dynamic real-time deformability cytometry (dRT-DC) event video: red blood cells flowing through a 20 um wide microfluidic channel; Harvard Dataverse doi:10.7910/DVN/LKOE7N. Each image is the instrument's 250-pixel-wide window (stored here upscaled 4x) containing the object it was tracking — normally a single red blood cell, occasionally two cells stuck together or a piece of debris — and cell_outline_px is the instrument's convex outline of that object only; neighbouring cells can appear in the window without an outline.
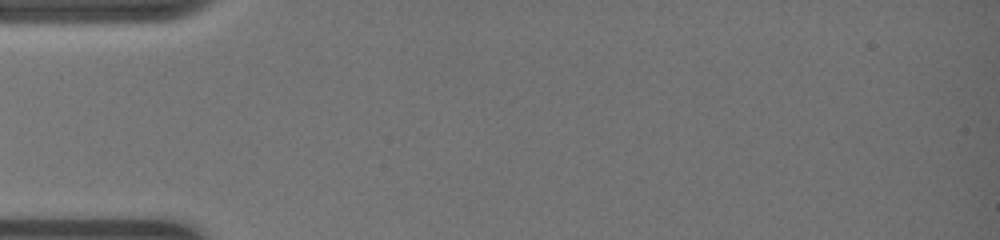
{"species": "common noctule bat (a hibernating species)", "species_latin": "Nyctalus noctula", "temperature_condition": "warm", "stored_images_in_passage": 2, "camera_frame_rate_fps": 3000, "um_per_image_px": 0.085, "animal": {"sex": "female", "body_mass_g": 19.0, "forearm_length_mm": 51.5}, "frame": {"image": 1, "passage_image": 1, "time_ms": 0.0, "image_size_px": [1000, 240], "cell_outline_px": [[172, 188], [164, 192], [36, 192], [24, 188], [24, 184], [32, 180], [112, 180], [168, 184]], "centroid_in_image_um": [8.02, 15.84], "position_along_channel_um": 77.0, "area_um2": 11.44}}